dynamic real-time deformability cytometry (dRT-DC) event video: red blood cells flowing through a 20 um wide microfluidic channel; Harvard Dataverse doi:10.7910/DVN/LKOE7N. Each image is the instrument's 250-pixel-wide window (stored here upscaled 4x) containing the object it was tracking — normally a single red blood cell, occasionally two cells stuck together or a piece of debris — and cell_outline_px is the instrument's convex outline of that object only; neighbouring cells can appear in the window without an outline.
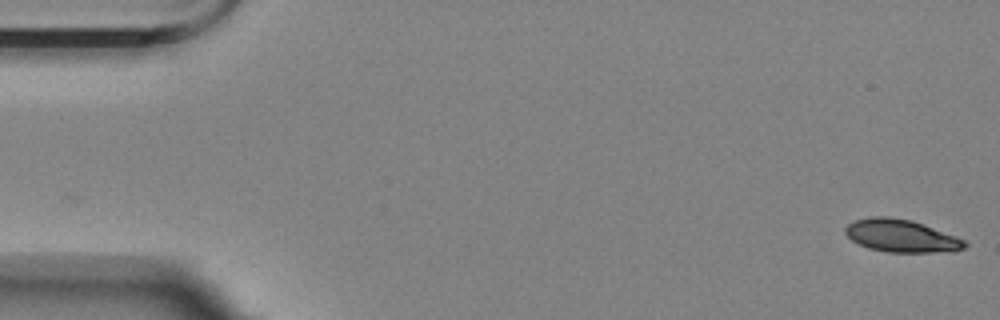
{"species": "Egyptian fruit bat (a non-hibernating species)", "species_latin": "Rousettus aegyptiacus", "temperature_condition": "room temperature", "stored_images_in_passage": 56, "camera_frame_rate_fps": 3000, "um_per_image_px": 0.085, "animal": {"sex": "female"}, "frame": {"image": 1, "passage_image": 1, "time_ms": 0.0, "image_size_px": [1000, 320], "cell_outline_px": [[968, 244], [964, 248], [952, 252], [888, 252], [868, 248], [852, 240], [844, 232], [844, 228], [848, 224], [856, 220], [868, 216], [888, 216], [912, 220], [956, 236], [964, 240]], "centroid_in_image_um": [76.61, 20.04], "position_along_channel_um": 8.4, "area_um2": 22.77}}
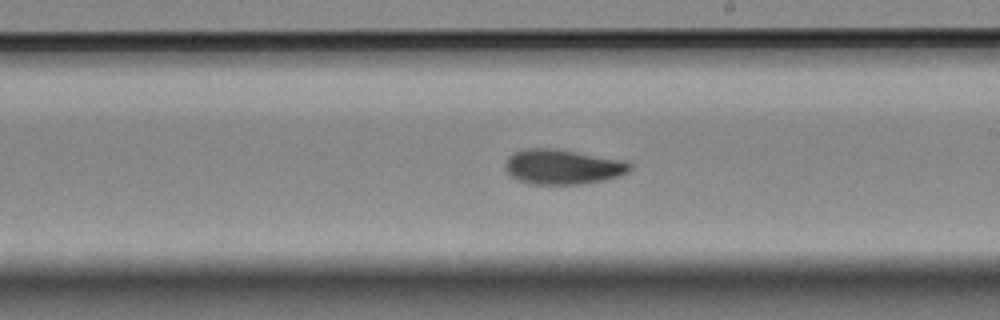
{"frame": {"image": 2, "passage_image": 32, "time_ms": 10.333, "image_size_px": [1000, 320], "cell_outline_px": [[632, 168], [628, 172], [620, 176], [604, 180], [580, 184], [532, 184], [516, 180], [504, 168], [504, 164], [508, 156], [516, 152], [528, 148], [548, 148], [624, 160], [632, 164]], "centroid_in_image_um": [47.82, 14.19], "position_along_channel_um": 241.2, "area_um2": 25.2}}
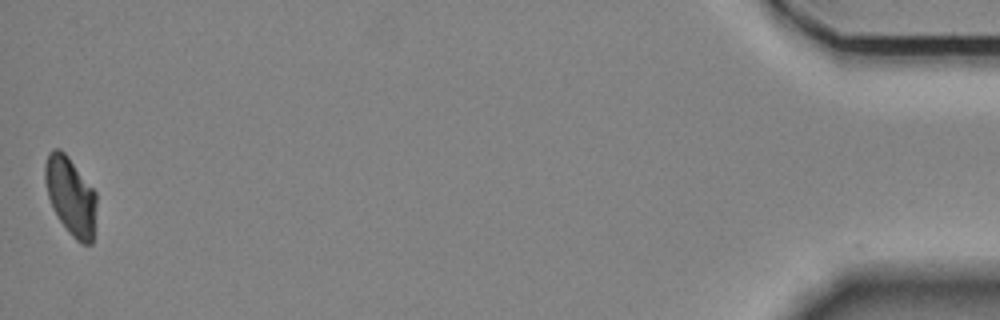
{"frame": {"image": 3, "passage_image": 56, "time_ms": 18.333, "image_size_px": [1000, 320], "cell_outline_px": [[96, 204], [92, 244], [80, 244], [68, 232], [56, 216], [52, 208], [48, 196], [44, 180], [44, 164], [48, 152], [52, 148], [60, 148], [68, 156], [96, 192]], "centroid_in_image_um": [5.98, 16.65], "position_along_channel_um": 429.2, "area_um2": 23.64}, "authors_computed_cell_mechanics": {"area_um2": 24.5072, "velocity_mm_per_s": 3.5028, "shape_relaxation_time_tau1_ms": 4.3748, "shape_relaxation_time_tau2_ms": 4.4454, "deformation_change_tau1": 0.1402, "deformation_change_tau2": 0.084}}